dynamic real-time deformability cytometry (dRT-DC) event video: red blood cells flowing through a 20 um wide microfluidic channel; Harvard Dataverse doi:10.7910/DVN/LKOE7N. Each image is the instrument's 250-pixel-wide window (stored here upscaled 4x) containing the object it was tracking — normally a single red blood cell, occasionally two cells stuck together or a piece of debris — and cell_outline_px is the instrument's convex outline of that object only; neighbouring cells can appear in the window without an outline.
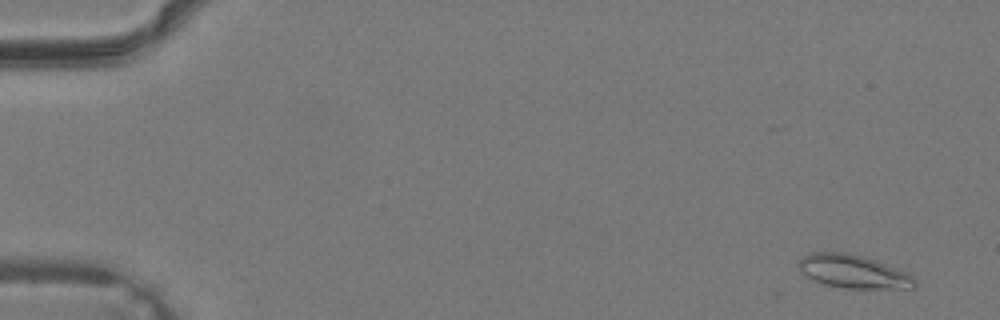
{"species": "common noctule bat (a hibernating species)", "species_latin": "Nyctalus noctula", "temperature_condition": "warm", "stored_images_in_passage": 39, "camera_frame_rate_fps": 3000, "um_per_image_px": 0.085, "animal": {"sex": "male", "body_mass_g": 19.2, "forearm_length_mm": 51.8}, "frame": {"image": 1, "passage_image": 2, "time_ms": 0.333, "image_size_px": [1000, 320], "cell_outline_px": [[916, 288], [844, 288], [824, 284], [812, 280], [800, 272], [796, 264], [804, 256], [812, 252], [844, 252], [864, 256], [876, 260], [908, 272], [916, 280]], "centroid_in_image_um": [72.52, 23.08], "position_along_channel_um": 12.5, "area_um2": 22.77}}
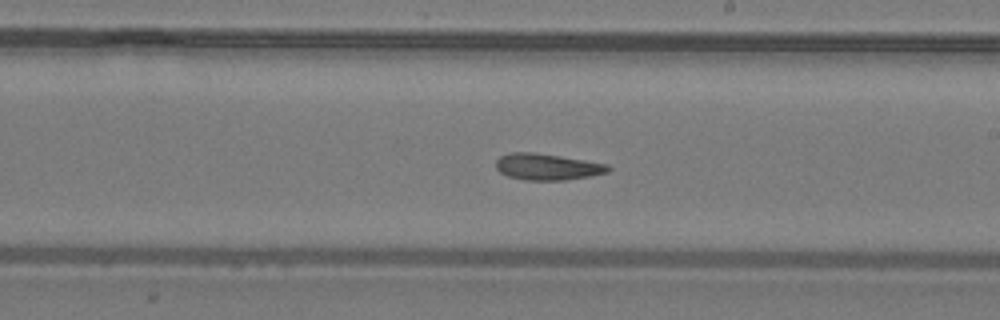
{"frame": {"image": 2, "passage_image": 23, "time_ms": 7.333, "image_size_px": [1000, 320], "cell_outline_px": [[612, 168], [608, 172], [592, 176], [568, 180], [524, 180], [508, 176], [500, 172], [496, 168], [496, 160], [500, 156], [512, 152], [532, 152], [560, 156], [608, 164]], "centroid_in_image_um": [46.53, 14.18], "position_along_channel_um": 242.5, "area_um2": 17.34}}
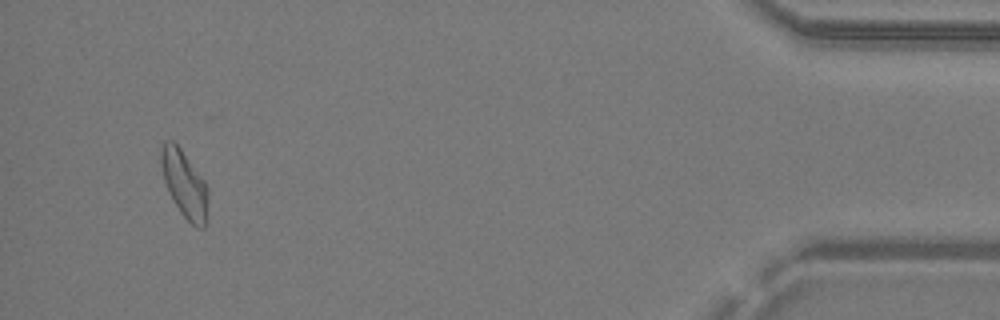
{"frame": {"image": 3, "passage_image": 37, "time_ms": 12.0, "image_size_px": [1000, 320], "cell_outline_px": [[208, 220], [204, 228], [196, 228], [180, 212], [168, 192], [164, 180], [160, 164], [160, 148], [168, 140], [172, 140], [180, 148], [204, 180], [208, 188]], "centroid_in_image_um": [15.7, 15.69], "position_along_channel_um": 419.5, "area_um2": 18.5}}